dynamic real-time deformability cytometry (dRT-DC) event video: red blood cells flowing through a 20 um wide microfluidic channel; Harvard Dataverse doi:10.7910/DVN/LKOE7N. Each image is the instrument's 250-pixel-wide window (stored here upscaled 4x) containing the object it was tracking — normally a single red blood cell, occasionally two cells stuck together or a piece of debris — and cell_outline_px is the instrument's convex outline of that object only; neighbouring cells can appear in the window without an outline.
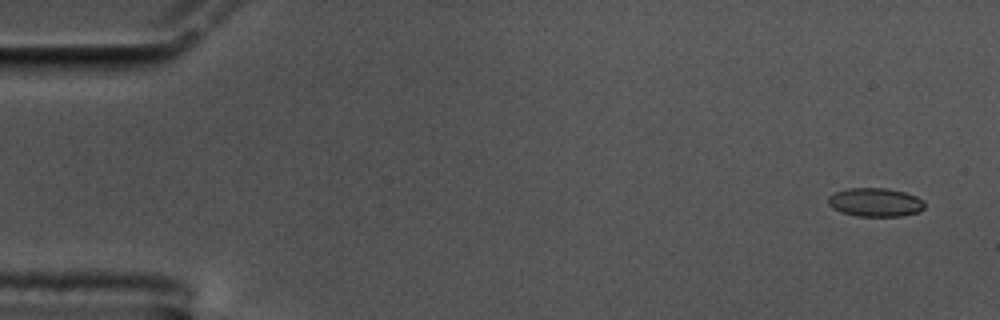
{"species": "common noctule bat (a hibernating species)", "species_latin": "Nyctalus noctula", "temperature_condition": "cold", "stored_images_in_passage": 22, "camera_frame_rate_fps": 3000, "um_per_image_px": 0.085, "animal": {"sex": "male", "body_mass_g": 17.5, "forearm_length_mm": 52.3}, "frame": {"image": 1, "passage_image": 3, "time_ms": 0.667, "image_size_px": [1000, 320], "cell_outline_px": [[924, 208], [920, 212], [900, 216], [856, 216], [840, 212], [832, 208], [828, 204], [828, 196], [836, 192], [848, 188], [888, 188], [904, 192], [916, 196], [924, 200]], "centroid_in_image_um": [74.4, 17.2], "position_along_channel_um": 10.6, "area_um2": 16.24}}
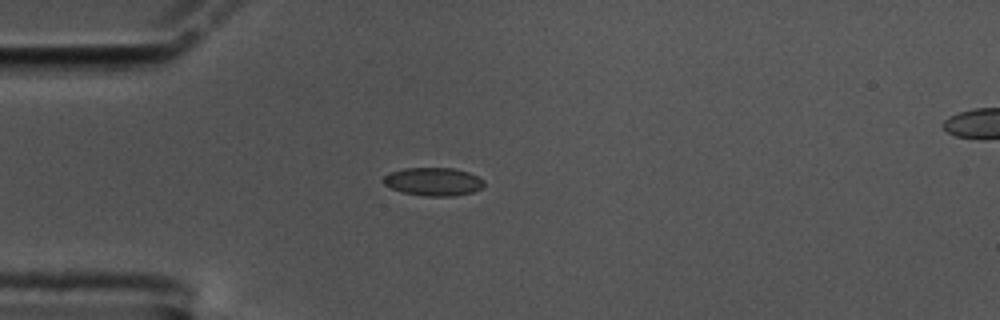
{"frame": {"image": 2, "passage_image": 16, "time_ms": 5.0, "image_size_px": [1000, 320], "cell_outline_px": [[484, 184], [480, 188], [472, 192], [456, 196], [424, 196], [404, 192], [392, 188], [384, 184], [380, 180], [384, 176], [392, 172], [404, 168], [452, 168], [468, 172], [484, 180]], "centroid_in_image_um": [36.82, 15.44], "position_along_channel_um": 48.2, "area_um2": 16.42}}